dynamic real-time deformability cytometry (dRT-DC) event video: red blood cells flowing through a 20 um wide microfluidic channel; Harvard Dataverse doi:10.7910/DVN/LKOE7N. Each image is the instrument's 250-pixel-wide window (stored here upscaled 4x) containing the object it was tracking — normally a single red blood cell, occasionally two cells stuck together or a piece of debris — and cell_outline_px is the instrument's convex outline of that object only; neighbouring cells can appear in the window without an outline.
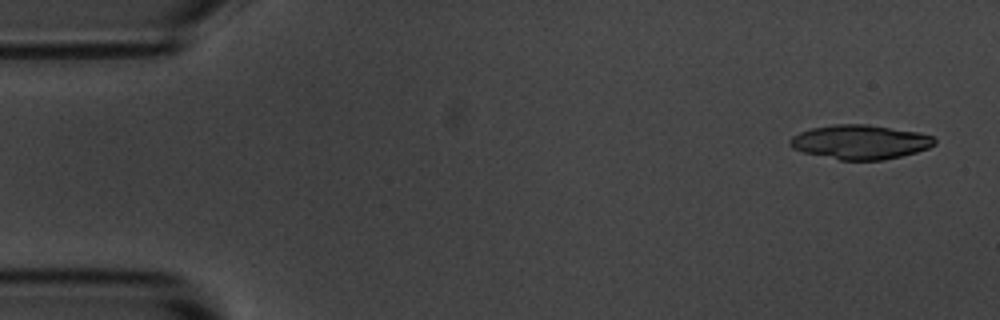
{"species": "common noctule bat (a hibernating species)", "species_latin": "Nyctalus noctula", "temperature_condition": "room temperature", "stored_images_in_passage": 4, "camera_frame_rate_fps": 3000, "um_per_image_px": 0.085, "animal": {"sex": "male", "body_mass_g": 20.1, "forearm_length_mm": 53.5}, "frame": {"image": 1, "passage_image": 1, "time_ms": 0.0, "image_size_px": [1000, 320], "cell_outline_px": [[936, 144], [928, 148], [916, 152], [884, 160], [840, 160], [804, 152], [792, 148], [788, 144], [788, 140], [792, 136], [800, 132], [812, 128], [832, 124], [868, 124], [920, 132], [932, 136], [936, 140]], "centroid_in_image_um": [73.11, 12.06], "position_along_channel_um": 11.9, "area_um2": 29.02}}